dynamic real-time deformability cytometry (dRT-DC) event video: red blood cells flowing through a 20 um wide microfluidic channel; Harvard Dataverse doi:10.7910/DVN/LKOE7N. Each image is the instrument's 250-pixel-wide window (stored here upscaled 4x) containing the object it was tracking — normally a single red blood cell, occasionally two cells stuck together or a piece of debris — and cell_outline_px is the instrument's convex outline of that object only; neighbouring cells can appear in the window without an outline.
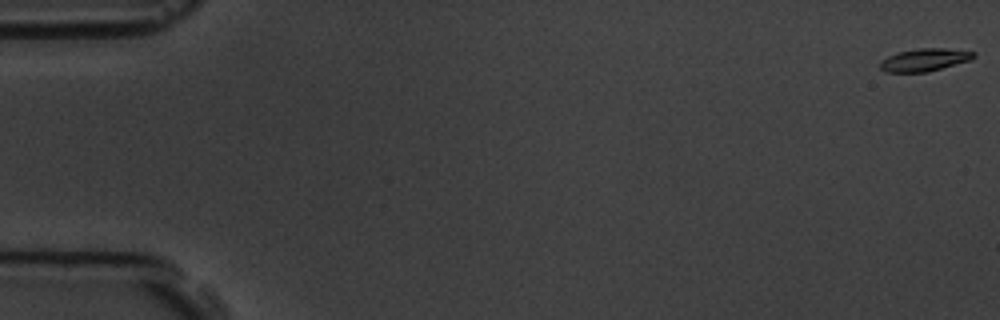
{"species": "common noctule bat (a hibernating species)", "species_latin": "Nyctalus noctula", "temperature_condition": "room temperature", "stored_images_in_passage": 6, "camera_frame_rate_fps": 3000, "um_per_image_px": 0.085, "animal": {"sex": "male", "body_mass_g": 19.5, "forearm_length_mm": 54.6}, "frame": {"image": 1, "passage_image": 1, "time_ms": 0.0, "image_size_px": [1000, 320], "cell_outline_px": [[976, 56], [972, 60], [928, 72], [884, 72], [880, 68], [880, 60], [888, 56], [900, 52], [920, 48], [944, 48], [976, 52]], "centroid_in_image_um": [78.61, 5.09], "position_along_channel_um": 6.4, "area_um2": 12.43}}
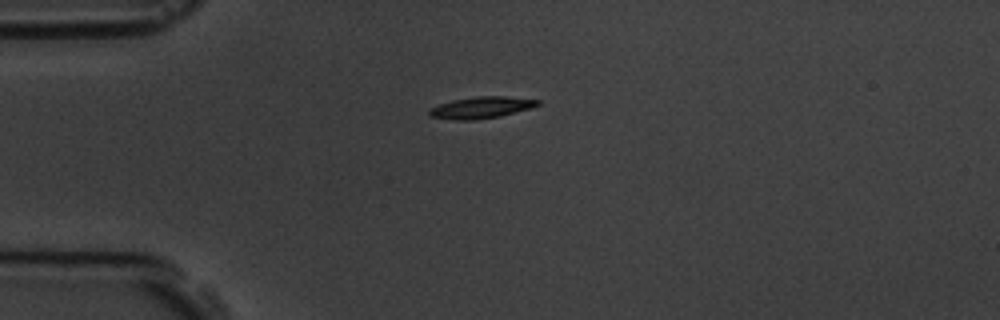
{"frame": {"image": 2, "passage_image": 5, "time_ms": 4.667, "image_size_px": [1000, 320], "cell_outline_px": [[540, 104], [532, 108], [500, 116], [476, 120], [456, 120], [432, 116], [428, 112], [432, 108], [440, 104], [452, 100], [476, 96], [504, 96], [540, 100]], "centroid_in_image_um": [40.96, 9.13], "position_along_channel_um": 44.0, "area_um2": 13.53}}